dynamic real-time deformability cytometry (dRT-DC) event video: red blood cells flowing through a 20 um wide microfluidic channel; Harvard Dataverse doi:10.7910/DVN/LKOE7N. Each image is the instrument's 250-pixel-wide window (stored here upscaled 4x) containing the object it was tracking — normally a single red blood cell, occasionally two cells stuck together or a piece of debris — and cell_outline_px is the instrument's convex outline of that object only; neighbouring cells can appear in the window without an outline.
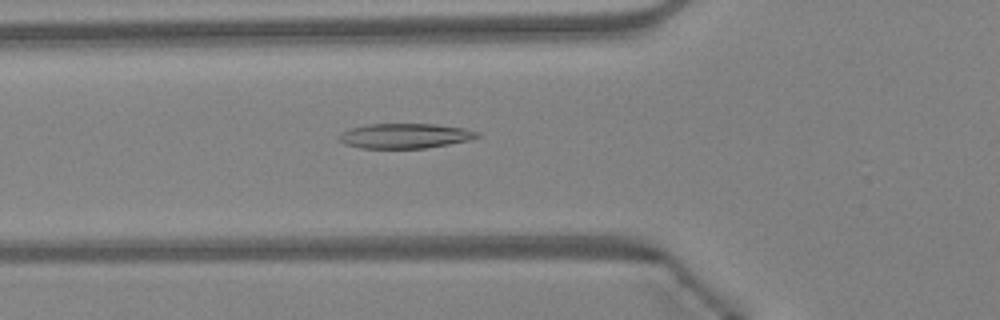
{"species": "Egyptian fruit bat (a non-hibernating species)", "species_latin": "Rousettus aegyptiacus", "temperature_condition": "warm", "stored_images_in_passage": 22, "camera_frame_rate_fps": 3000, "um_per_image_px": 0.085, "animal": {"sex": "female"}, "frame": {"image": 1, "passage_image": 7, "time_ms": 2.0, "image_size_px": [1000, 320], "cell_outline_px": [[480, 136], [468, 140], [448, 144], [424, 148], [360, 148], [344, 144], [340, 140], [340, 132], [348, 128], [368, 124], [436, 124], [464, 128], [480, 132]], "centroid_in_image_um": [34.4, 11.54], "position_along_channel_um": 91.4, "area_um2": 20.06}}
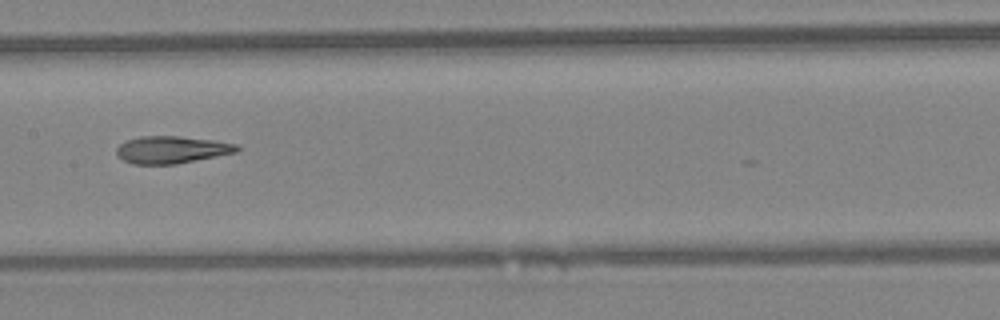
{"frame": {"image": 2, "passage_image": 14, "time_ms": 4.333, "image_size_px": [1000, 320], "cell_outline_px": [[240, 148], [236, 152], [176, 164], [132, 164], [124, 160], [116, 152], [116, 148], [120, 144], [128, 140], [140, 136], [176, 136], [212, 140], [236, 144]], "centroid_in_image_um": [14.57, 12.72], "position_along_channel_um": 192.8, "area_um2": 18.84}}
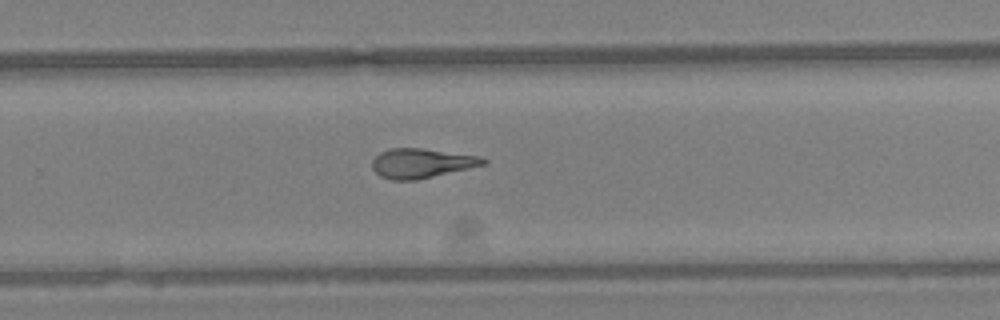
{"frame": {"image": 3, "passage_image": 21, "time_ms": 6.667, "image_size_px": [1000, 320], "cell_outline_px": [[488, 164], [416, 180], [392, 180], [380, 176], [372, 168], [372, 160], [380, 152], [388, 148], [420, 148], [480, 156], [488, 160]], "centroid_in_image_um": [35.84, 13.87], "position_along_channel_um": 294.0, "area_um2": 19.13}}